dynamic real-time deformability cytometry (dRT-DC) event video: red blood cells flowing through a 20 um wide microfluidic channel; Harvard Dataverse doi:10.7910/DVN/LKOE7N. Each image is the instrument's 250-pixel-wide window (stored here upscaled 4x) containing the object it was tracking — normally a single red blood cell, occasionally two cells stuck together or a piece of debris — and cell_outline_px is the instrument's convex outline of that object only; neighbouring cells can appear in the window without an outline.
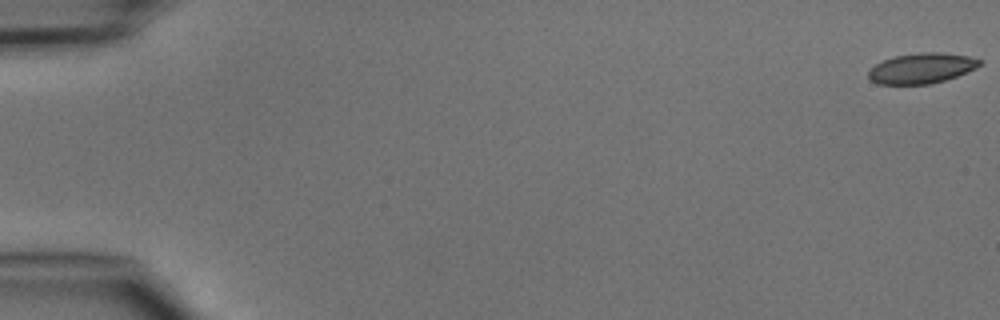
{"species": "common noctule bat (a hibernating species)", "species_latin": "Nyctalus noctula", "temperature_condition": "cold", "stored_images_in_passage": 3, "camera_frame_rate_fps": 3000, "um_per_image_px": 0.085, "animal": {"sex": "male", "body_mass_g": 15.6}, "frame": {"image": 1, "passage_image": 1, "time_ms": 0.0, "image_size_px": [1000, 320], "cell_outline_px": [[984, 60], [976, 68], [956, 76], [944, 80], [928, 84], [876, 84], [868, 76], [868, 72], [876, 64], [884, 60], [896, 56], [920, 52], [940, 52], [968, 56]], "centroid_in_image_um": [78.35, 5.79], "position_along_channel_um": 6.6, "area_um2": 19.48}}